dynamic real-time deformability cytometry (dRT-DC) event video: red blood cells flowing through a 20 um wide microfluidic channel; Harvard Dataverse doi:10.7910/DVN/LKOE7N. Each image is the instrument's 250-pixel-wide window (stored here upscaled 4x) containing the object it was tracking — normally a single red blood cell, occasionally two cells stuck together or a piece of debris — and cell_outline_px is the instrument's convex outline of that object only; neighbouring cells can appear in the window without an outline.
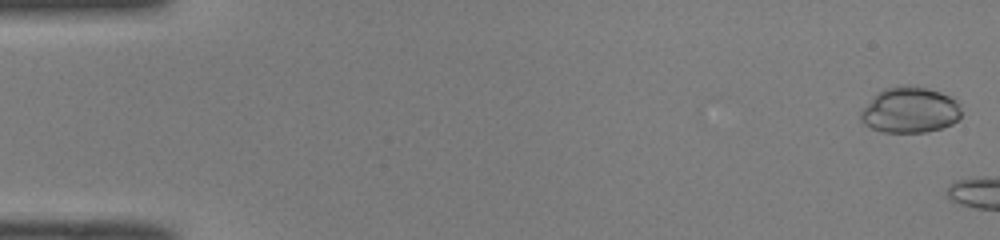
{"species": "common noctule bat (a hibernating species)", "species_latin": "Nyctalus noctula", "temperature_condition": "room temperature", "stored_images_in_passage": 10, "camera_frame_rate_fps": 3000, "um_per_image_px": 0.085, "animal": {"sex": "male", "body_mass_g": 19.0, "forearm_length_mm": 50.8}, "frame": {"image": 1, "passage_image": 2, "time_ms": 0.333, "image_size_px": [1000, 240], "cell_outline_px": [[960, 116], [952, 124], [940, 128], [924, 132], [880, 132], [864, 124], [860, 120], [860, 112], [884, 88], [904, 84], [908, 84], [928, 88], [940, 92], [956, 100], [960, 108]], "centroid_in_image_um": [77.34, 9.35], "position_along_channel_um": 7.7, "area_um2": 26.65}}